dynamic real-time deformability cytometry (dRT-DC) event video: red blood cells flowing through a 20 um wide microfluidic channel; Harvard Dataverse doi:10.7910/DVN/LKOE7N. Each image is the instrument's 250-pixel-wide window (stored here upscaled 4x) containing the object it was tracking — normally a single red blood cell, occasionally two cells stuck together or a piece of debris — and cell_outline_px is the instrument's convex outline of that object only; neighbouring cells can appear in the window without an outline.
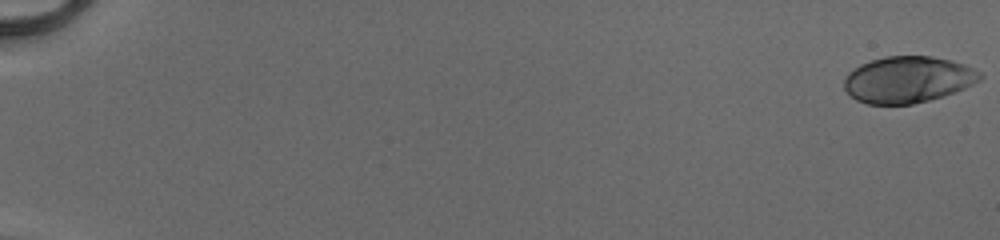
{"species": "human", "species_latin": "Homo sapiens", "temperature_condition": "cold", "stored_images_in_passage": 53, "camera_frame_rate_fps": 3000, "um_per_image_px": 0.085, "donor": {"sex": "male"}, "frame": {"image": 1, "passage_image": 1, "time_ms": 0.0, "image_size_px": [1000, 240], "cell_outline_px": [[984, 76], [980, 80], [964, 88], [944, 96], [912, 104], [868, 104], [856, 100], [844, 88], [844, 80], [848, 72], [860, 64], [884, 56], [932, 56], [952, 60], [964, 64], [980, 72]], "centroid_in_image_um": [77.17, 6.75], "position_along_channel_um": 7.8, "area_um2": 36.76}}
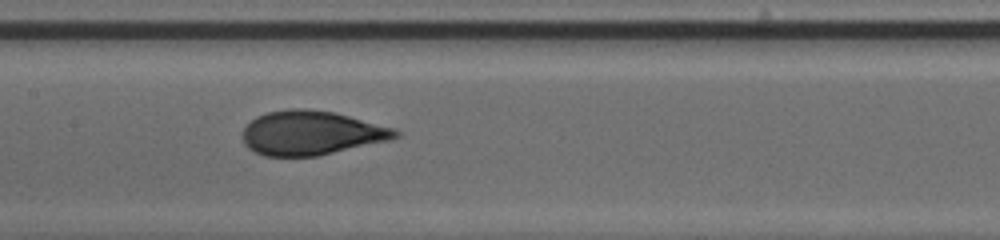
{"frame": {"image": 2, "passage_image": 29, "time_ms": 9.333, "image_size_px": [1000, 240], "cell_outline_px": [[400, 136], [388, 140], [320, 156], [264, 156], [248, 148], [244, 144], [244, 128], [256, 116], [268, 112], [292, 108], [304, 108], [332, 112], [348, 116], [392, 128], [400, 132]], "centroid_in_image_um": [26.43, 11.31], "position_along_channel_um": 181.0, "area_um2": 38.96}}
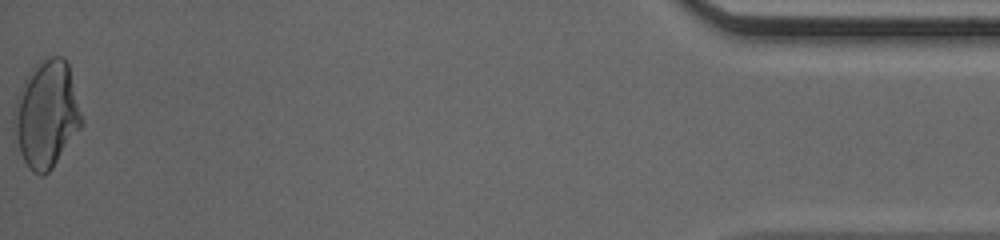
{"frame": {"image": 3, "passage_image": 53, "time_ms": 17.333, "image_size_px": [1000, 240], "cell_outline_px": [[84, 124], [52, 168], [44, 176], [40, 176], [32, 172], [28, 168], [20, 152], [16, 136], [12, 116], [16, 100], [20, 88], [32, 64], [52, 56], [64, 56], [68, 64], [84, 120]], "centroid_in_image_um": [3.96, 9.7], "position_along_channel_um": 431.2, "area_um2": 42.48}, "authors_computed_cell_mechanics": {"area_um2": 38.5526, "velocity_mm_per_s": 4.1289, "shape_relaxation_time_tau1_ms": 5.2135, "shape_relaxation_time_tau2_ms": null, "deformation_change_tau1": 0.2041, "deformation_change_tau2": null}}